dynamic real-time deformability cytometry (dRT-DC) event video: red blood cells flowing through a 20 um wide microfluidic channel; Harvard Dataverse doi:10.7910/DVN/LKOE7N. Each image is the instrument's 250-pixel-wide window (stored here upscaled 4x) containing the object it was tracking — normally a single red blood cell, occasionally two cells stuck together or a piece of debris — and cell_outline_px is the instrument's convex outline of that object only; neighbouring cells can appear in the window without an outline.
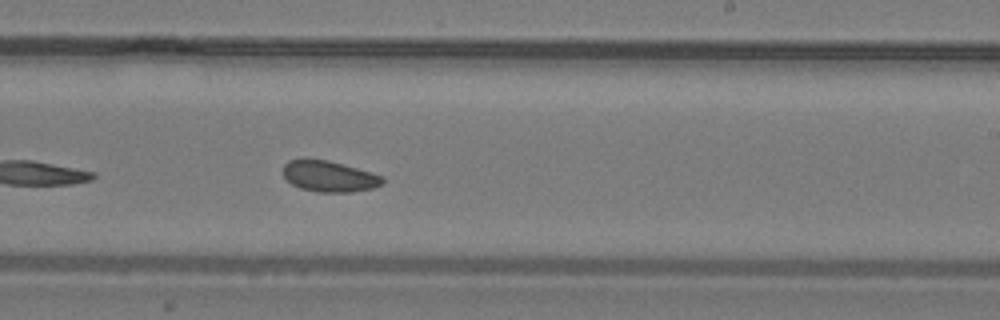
{"species": "common noctule bat (a hibernating species)", "species_latin": "Nyctalus noctula", "temperature_condition": "warm", "stored_images_in_passage": 27, "camera_frame_rate_fps": 3000, "um_per_image_px": 0.085, "animal": {"sex": "male", "body_mass_g": 19.2, "forearm_length_mm": 51.8}, "frame": {"image": 1, "passage_image": 16, "time_ms": 5.0, "image_size_px": [1000, 320], "cell_outline_px": [[384, 184], [372, 188], [352, 192], [316, 192], [300, 188], [292, 184], [284, 176], [284, 164], [288, 160], [304, 156], [328, 160], [372, 172], [384, 176]], "centroid_in_image_um": [27.97, 14.96], "position_along_channel_um": 261.0, "area_um2": 18.44}}